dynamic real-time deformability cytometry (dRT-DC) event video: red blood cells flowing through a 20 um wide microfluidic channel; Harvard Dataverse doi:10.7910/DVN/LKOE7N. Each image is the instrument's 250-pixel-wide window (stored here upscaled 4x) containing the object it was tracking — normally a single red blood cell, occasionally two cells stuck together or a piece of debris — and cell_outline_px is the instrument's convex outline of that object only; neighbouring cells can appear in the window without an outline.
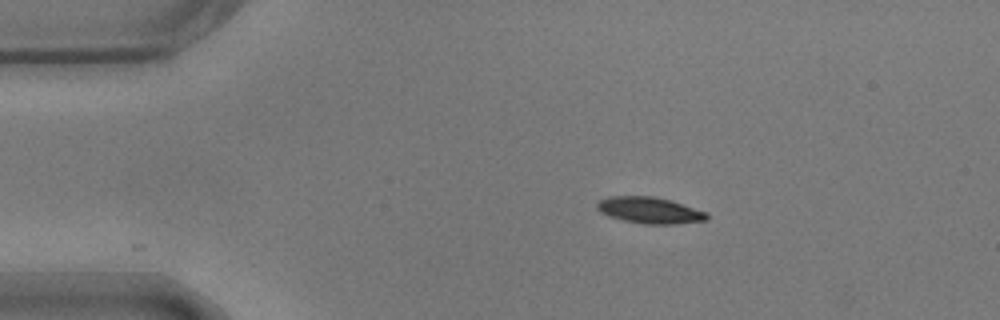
{"species": "common noctule bat (a hibernating species)", "species_latin": "Nyctalus noctula", "temperature_condition": "warm", "stored_images_in_passage": 2, "camera_frame_rate_fps": 3000, "um_per_image_px": 0.085, "animal": {"sex": "male", "body_mass_g": 17.9}, "frame": {"image": 1, "passage_image": 1, "time_ms": 0.0, "image_size_px": [1000, 320], "cell_outline_px": [[708, 220], [676, 224], [644, 224], [624, 220], [608, 216], [600, 212], [596, 208], [596, 204], [600, 200], [608, 196], [652, 196], [668, 200], [708, 212]], "centroid_in_image_um": [55.21, 17.88], "position_along_channel_um": 29.8, "area_um2": 16.82}}